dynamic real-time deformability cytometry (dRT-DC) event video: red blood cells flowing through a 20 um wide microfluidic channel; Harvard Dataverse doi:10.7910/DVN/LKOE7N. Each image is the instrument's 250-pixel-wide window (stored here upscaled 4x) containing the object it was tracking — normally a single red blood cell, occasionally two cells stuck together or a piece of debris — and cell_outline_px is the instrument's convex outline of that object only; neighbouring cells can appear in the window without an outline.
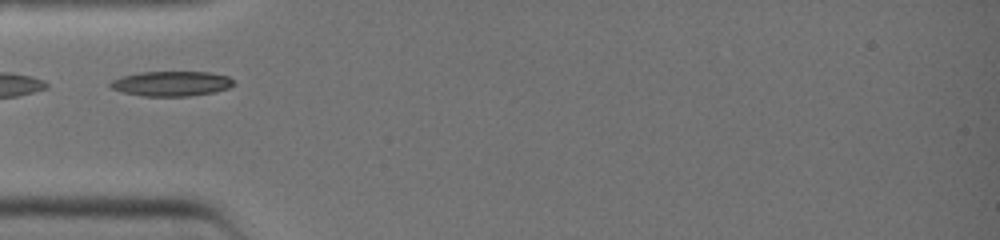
{"species": "common noctule bat (a hibernating species)", "species_latin": "Nyctalus noctula", "temperature_condition": "warm", "stored_images_in_passage": 3, "camera_frame_rate_fps": 3000, "um_per_image_px": 0.085, "animal": {"sex": "female", "body_mass_g": 19.0, "forearm_length_mm": 51.5}, "frame": {"image": 1, "passage_image": 1, "time_ms": 0.0, "image_size_px": [1000, 240], "cell_outline_px": [[236, 84], [228, 88], [212, 92], [188, 96], [144, 96], [120, 92], [112, 88], [108, 84], [112, 80], [120, 76], [140, 72], [212, 72], [228, 76]], "centroid_in_image_um": [14.54, 7.1], "position_along_channel_um": 70.5, "area_um2": 17.98}}